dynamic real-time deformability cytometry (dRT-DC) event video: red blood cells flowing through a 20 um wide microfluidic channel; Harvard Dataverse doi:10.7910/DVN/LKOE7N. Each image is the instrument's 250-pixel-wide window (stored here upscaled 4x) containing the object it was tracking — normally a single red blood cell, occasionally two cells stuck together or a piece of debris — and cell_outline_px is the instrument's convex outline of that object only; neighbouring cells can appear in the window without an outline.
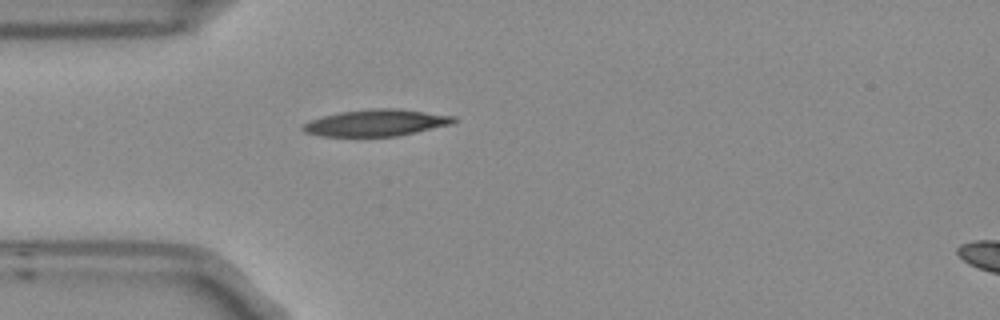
{"species": "Egyptian fruit bat (a non-hibernating species)", "species_latin": "Rousettus aegyptiacus", "temperature_condition": "room temperature", "stored_images_in_passage": 1, "camera_frame_rate_fps": 3000, "um_per_image_px": 0.085, "frame": {"image": 1, "passage_image": 1, "time_ms": 0.0, "image_size_px": [1000, 320], "cell_outline_px": [[460, 120], [452, 124], [416, 132], [396, 136], [320, 136], [304, 132], [300, 128], [308, 120], [340, 112], [376, 108], [396, 108], [456, 116]], "centroid_in_image_um": [31.99, 10.43], "position_along_channel_um": 53.0, "area_um2": 23.47}}